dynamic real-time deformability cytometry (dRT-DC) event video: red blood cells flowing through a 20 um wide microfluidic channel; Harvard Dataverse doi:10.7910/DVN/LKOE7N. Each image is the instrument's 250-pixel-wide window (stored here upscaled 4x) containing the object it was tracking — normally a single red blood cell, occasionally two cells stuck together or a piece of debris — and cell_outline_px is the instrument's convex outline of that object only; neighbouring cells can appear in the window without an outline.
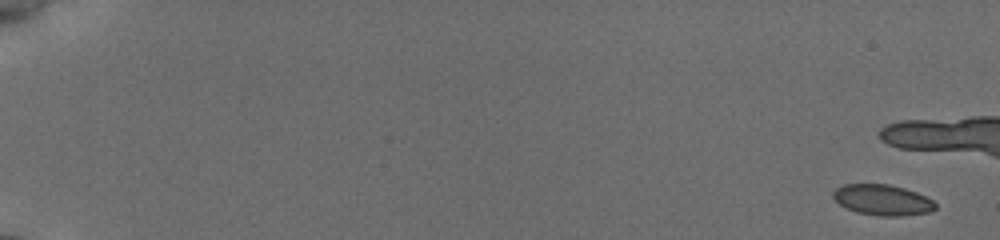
{"species": "common noctule bat (a hibernating species)", "species_latin": "Nyctalus noctula", "temperature_condition": "cold", "stored_images_in_passage": 16, "camera_frame_rate_fps": 3000, "um_per_image_px": 0.085, "animal": {"sex": "female", "body_mass_g": 19.5, "forearm_length_mm": 54.1}, "frame": {"image": 1, "passage_image": 1, "time_ms": 0.0, "image_size_px": [1000, 240], "cell_outline_px": [[936, 208], [932, 212], [900, 216], [880, 216], [856, 212], [844, 208], [832, 196], [832, 192], [836, 188], [844, 184], [888, 184], [904, 188], [916, 192], [932, 200], [936, 204]], "centroid_in_image_um": [75.0, 17.0], "position_along_channel_um": 10.0, "area_um2": 18.38}}
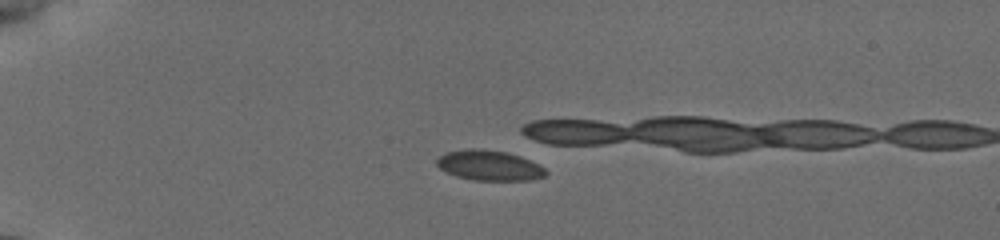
{"frame": {"image": 2, "passage_image": 7, "time_ms": 4.667, "image_size_px": [1000, 240], "cell_outline_px": [[548, 172], [544, 176], [532, 180], [472, 180], [456, 176], [440, 168], [436, 164], [436, 160], [444, 152], [468, 148], [484, 148], [504, 152], [520, 156], [544, 168]], "centroid_in_image_um": [41.55, 14.05], "position_along_channel_um": 43.4, "area_um2": 19.13}}